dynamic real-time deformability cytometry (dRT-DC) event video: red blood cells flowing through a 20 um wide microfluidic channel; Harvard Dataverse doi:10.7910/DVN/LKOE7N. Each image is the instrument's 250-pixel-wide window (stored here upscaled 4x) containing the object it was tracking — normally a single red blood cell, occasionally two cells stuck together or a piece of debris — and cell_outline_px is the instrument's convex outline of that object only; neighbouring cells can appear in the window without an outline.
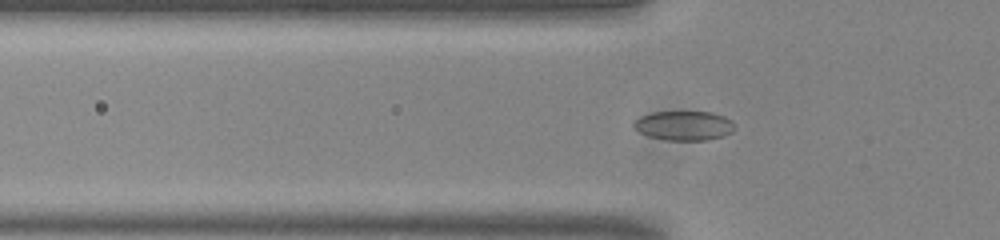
{"species": "common noctule bat (a hibernating species)", "species_latin": "Nyctalus noctula", "temperature_condition": "room temperature", "stored_images_in_passage": 53, "camera_frame_rate_fps": 3000, "um_per_image_px": 0.085, "animal": {"sex": "male", "body_mass_g": 20.0, "forearm_length_mm": 53.3}, "frame": {"image": 1, "passage_image": 17, "time_ms": 5.333, "image_size_px": [1000, 240], "cell_outline_px": [[732, 132], [724, 136], [708, 140], [668, 140], [648, 136], [632, 128], [632, 124], [640, 116], [652, 112], [712, 112], [724, 116], [732, 120]], "centroid_in_image_um": [58.11, 10.68], "position_along_channel_um": 67.7, "area_um2": 17.28}}
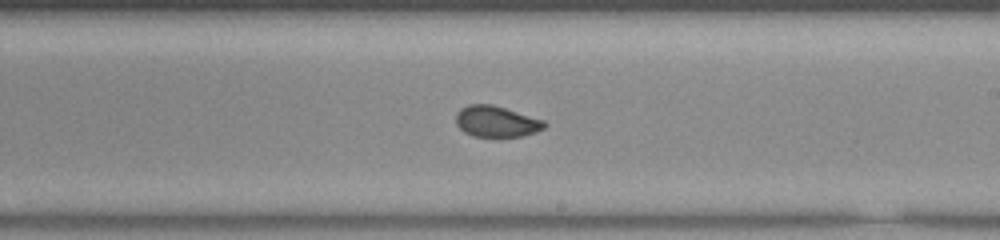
{"frame": {"image": 2, "passage_image": 31, "time_ms": 10.0, "image_size_px": [1000, 240], "cell_outline_px": [[548, 124], [544, 128], [536, 132], [524, 136], [472, 136], [464, 132], [456, 124], [456, 112], [460, 108], [468, 104], [492, 104], [544, 120]], "centroid_in_image_um": [42.18, 10.32], "position_along_channel_um": 246.8, "area_um2": 16.07}}
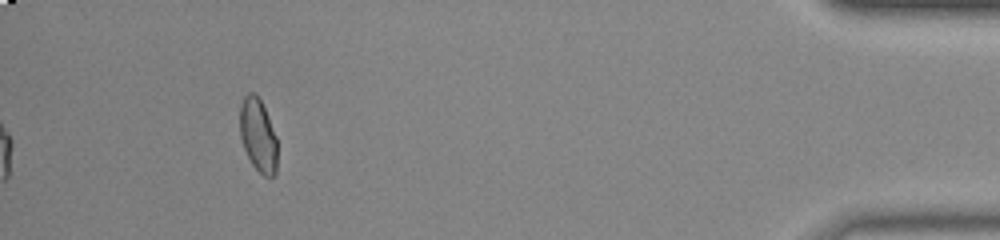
{"frame": {"image": 3, "passage_image": 49, "time_ms": 16.0, "image_size_px": [1000, 240], "cell_outline_px": [[276, 172], [272, 176], [264, 176], [252, 164], [244, 148], [240, 136], [240, 104], [244, 96], [248, 92], [252, 92], [260, 100], [264, 108], [276, 136]], "centroid_in_image_um": [21.92, 11.48], "position_along_channel_um": 413.3, "area_um2": 15.66}, "authors_computed_cell_mechanics": {"area_um2": 16.8198, "velocity_mm_per_s": 3.833, "shape_relaxation_time_tau1_ms": null, "shape_relaxation_time_tau2_ms": 1.3314, "deformation_change_tau1": null, "deformation_change_tau2": 0.0588}}